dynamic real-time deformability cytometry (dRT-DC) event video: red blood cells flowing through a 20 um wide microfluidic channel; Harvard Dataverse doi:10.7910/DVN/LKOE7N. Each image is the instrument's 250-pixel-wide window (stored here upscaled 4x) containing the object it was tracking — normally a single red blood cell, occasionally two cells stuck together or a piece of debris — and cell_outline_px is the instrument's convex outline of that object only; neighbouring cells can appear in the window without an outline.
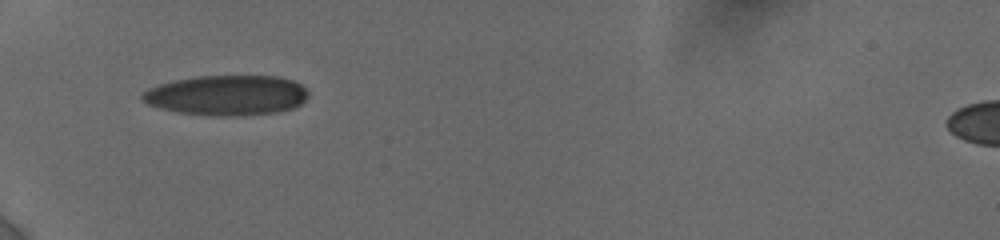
{"species": "human", "species_latin": "Homo sapiens", "temperature_condition": "cold", "stored_images_in_passage": 29, "camera_frame_rate_fps": 3000, "um_per_image_px": 0.085, "donor": {"sex": "female"}, "frame": {"image": 1, "passage_image": 1, "time_ms": 0.0, "image_size_px": [1000, 240], "cell_outline_px": [[308, 96], [296, 108], [280, 112], [240, 116], [208, 116], [176, 112], [160, 108], [148, 104], [140, 96], [148, 88], [160, 84], [176, 80], [196, 76], [276, 76], [292, 80], [300, 84], [308, 92]], "centroid_in_image_um": [19.3, 8.11], "position_along_channel_um": 65.7, "area_um2": 39.07}}
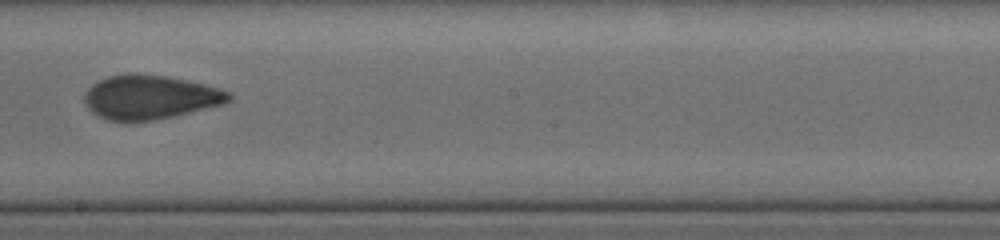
{"frame": {"image": 2, "passage_image": 12, "time_ms": 4.667, "image_size_px": [1000, 240], "cell_outline_px": [[232, 100], [224, 104], [176, 116], [156, 120], [124, 124], [104, 120], [96, 116], [84, 104], [84, 92], [92, 84], [108, 76], [128, 72], [136, 72], [164, 76], [204, 84], [220, 88], [232, 92]], "centroid_in_image_um": [12.71, 8.29], "position_along_channel_um": 235.5, "area_um2": 38.26}}
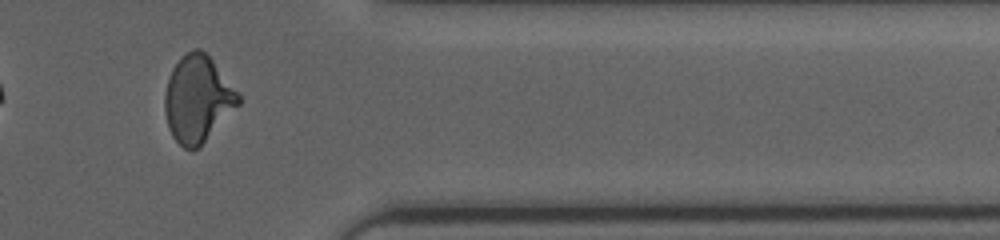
{"frame": {"image": 3, "passage_image": 23, "time_ms": 9.0, "image_size_px": [1000, 240], "cell_outline_px": [[240, 104], [200, 148], [184, 148], [172, 136], [168, 128], [164, 108], [164, 96], [168, 80], [172, 68], [180, 56], [192, 48], [200, 48], [212, 60], [240, 96]], "centroid_in_image_um": [16.78, 8.42], "position_along_channel_um": 394.6, "area_um2": 37.05}, "authors_computed_cell_mechanics": {"area_um2": 36.8764, "velocity_mm_per_s": 3.8693, "shape_relaxation_time_tau1_ms": 10.8892, "shape_relaxation_time_tau2_ms": 1.2171, "deformation_change_tau1": 0.2464, "deformation_change_tau2": 0.0746}}